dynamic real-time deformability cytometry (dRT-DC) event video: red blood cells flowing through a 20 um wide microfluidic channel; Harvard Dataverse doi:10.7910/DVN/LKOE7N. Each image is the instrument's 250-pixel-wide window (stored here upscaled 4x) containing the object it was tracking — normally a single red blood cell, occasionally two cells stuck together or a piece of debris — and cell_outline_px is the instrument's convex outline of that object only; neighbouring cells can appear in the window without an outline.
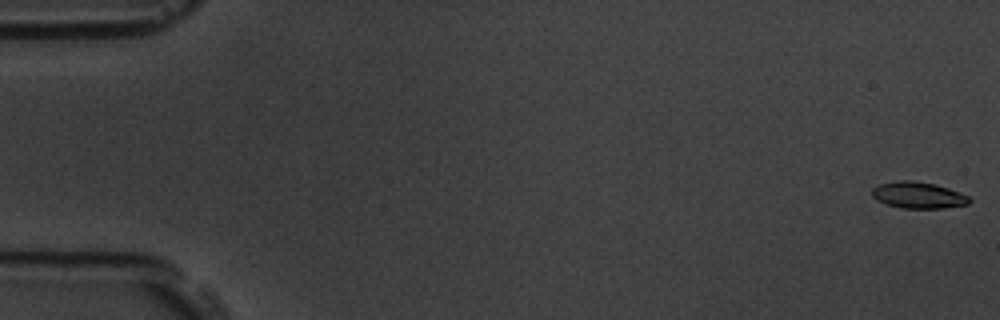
{"species": "common noctule bat (a hibernating species)", "species_latin": "Nyctalus noctula", "temperature_condition": "room temperature", "stored_images_in_passage": 57, "camera_frame_rate_fps": 3000, "um_per_image_px": 0.085, "animal": {"sex": "male", "body_mass_g": 19.5, "forearm_length_mm": 54.6}, "frame": {"image": 1, "passage_image": 1, "time_ms": 0.0, "image_size_px": [1000, 320], "cell_outline_px": [[972, 200], [968, 204], [944, 208], [900, 208], [876, 200], [872, 196], [872, 188], [880, 184], [900, 180], [912, 180], [936, 184], [948, 188], [968, 196]], "centroid_in_image_um": [78.05, 16.59], "position_along_channel_um": 7.0, "area_um2": 14.97}}
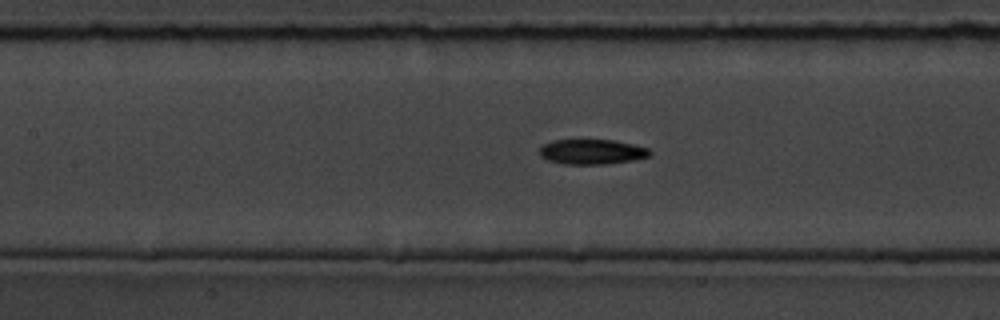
{"frame": {"image": 2, "passage_image": 26, "time_ms": 8.333, "image_size_px": [1000, 320], "cell_outline_px": [[652, 152], [648, 156], [632, 160], [608, 164], [564, 164], [548, 160], [540, 156], [540, 148], [544, 144], [552, 140], [612, 140], [632, 144], [648, 148]], "centroid_in_image_um": [50.29, 12.9], "position_along_channel_um": 157.1, "area_um2": 15.95}}
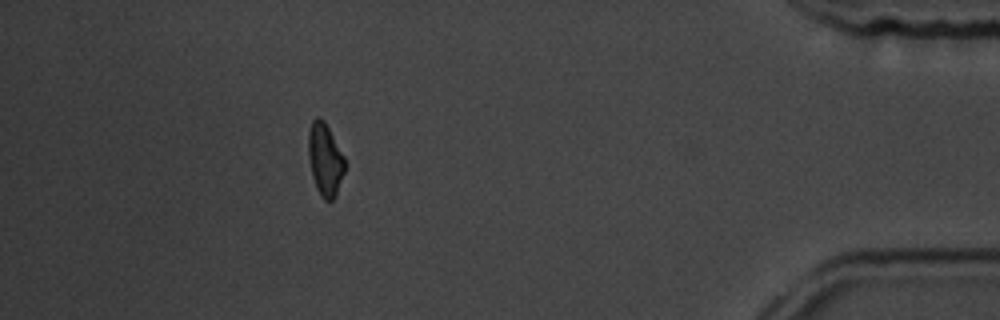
{"frame": {"image": 3, "passage_image": 51, "time_ms": 16.667, "image_size_px": [1000, 320], "cell_outline_px": [[344, 172], [336, 196], [332, 200], [324, 200], [320, 196], [316, 188], [312, 176], [308, 156], [308, 132], [312, 120], [316, 116], [320, 116], [324, 120], [344, 156]], "centroid_in_image_um": [27.61, 13.55], "position_along_channel_um": 407.6, "area_um2": 15.49}, "authors_computed_cell_mechanics": {"area_um2": 15.7794, "velocity_mm_per_s": 3.6363, "shape_relaxation_time_tau1_ms": 5.029, "shape_relaxation_time_tau2_ms": 6.0594, "deformation_change_tau1": 0.1384, "deformation_change_tau2": 0.1293}}